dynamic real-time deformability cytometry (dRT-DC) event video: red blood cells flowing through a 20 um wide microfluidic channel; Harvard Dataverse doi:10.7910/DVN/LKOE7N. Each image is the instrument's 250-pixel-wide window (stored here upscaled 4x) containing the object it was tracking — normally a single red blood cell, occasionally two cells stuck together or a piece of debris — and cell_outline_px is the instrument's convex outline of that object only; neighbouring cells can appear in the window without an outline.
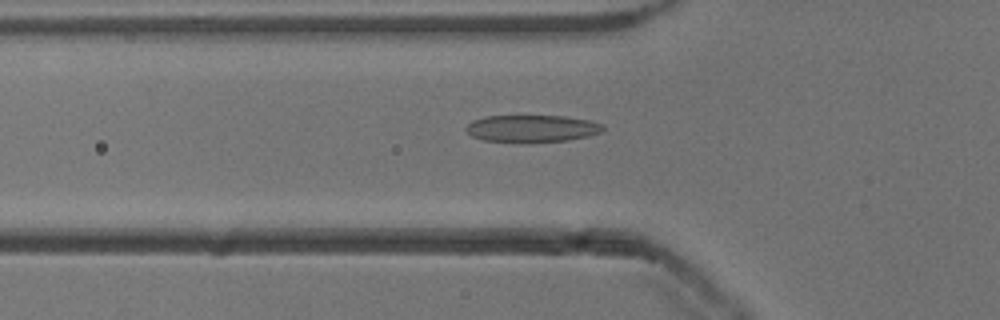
{"species": "common noctule bat (a hibernating species)", "species_latin": "Nyctalus noctula", "temperature_condition": "cold", "stored_images_in_passage": 53, "camera_frame_rate_fps": 3000, "um_per_image_px": 0.085, "animal": {"sex": "male", "body_mass_g": 13.3}, "frame": {"image": 1, "passage_image": 18, "time_ms": 5.667, "image_size_px": [1000, 320], "cell_outline_px": [[604, 128], [600, 132], [588, 136], [568, 140], [524, 144], [484, 140], [472, 136], [464, 128], [472, 120], [484, 116], [564, 116], [592, 120], [604, 124]], "centroid_in_image_um": [45.21, 10.94], "position_along_channel_um": 80.6, "area_um2": 22.2}}
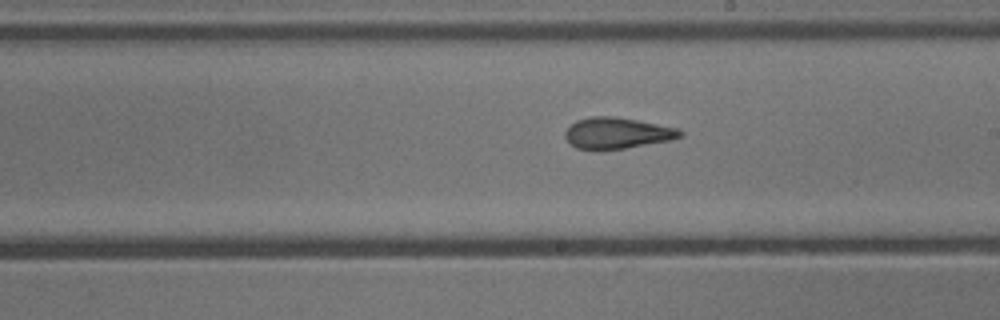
{"frame": {"image": 2, "passage_image": 30, "time_ms": 9.667, "image_size_px": [1000, 320], "cell_outline_px": [[684, 136], [672, 140], [624, 148], [596, 152], [576, 148], [564, 136], [564, 132], [576, 120], [588, 116], [612, 116], [636, 120], [680, 128], [684, 132]], "centroid_in_image_um": [52.46, 11.33], "position_along_channel_um": 236.5, "area_um2": 21.33}}
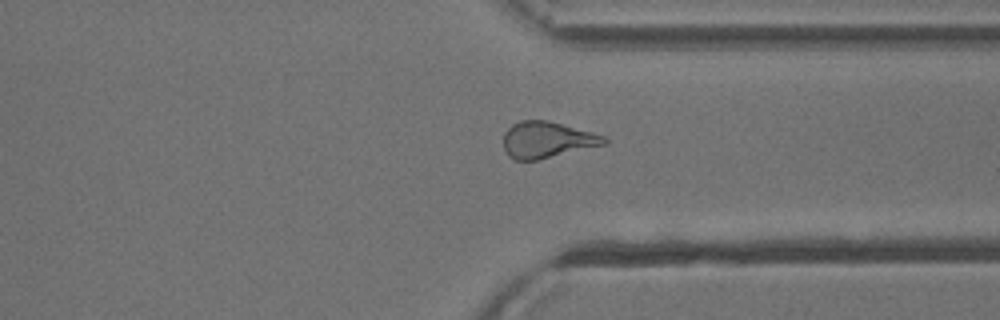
{"frame": {"image": 3, "passage_image": 40, "time_ms": 13.0, "image_size_px": [1000, 320], "cell_outline_px": [[608, 144], [536, 160], [516, 160], [508, 156], [504, 148], [504, 132], [512, 124], [520, 120], [548, 120], [592, 132], [604, 136], [608, 140]], "centroid_in_image_um": [46.5, 11.88], "position_along_channel_um": 364.9, "area_um2": 21.33}, "authors_computed_cell_mechanics": {"area_um2": 21.6172, "velocity_mm_per_s": 3.8725, "shape_relaxation_time_tau1_ms": 6.6636, "shape_relaxation_time_tau2_ms": 1.7897, "deformation_change_tau1": 0.1857, "deformation_change_tau2": 0.0864}}